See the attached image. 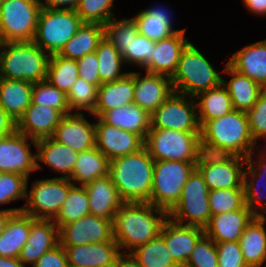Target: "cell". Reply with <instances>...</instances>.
I'll return each mask as SVG.
<instances>
[{"instance_id": "6da1fadb", "label": "cell", "mask_w": 266, "mask_h": 267, "mask_svg": "<svg viewBox=\"0 0 266 267\" xmlns=\"http://www.w3.org/2000/svg\"><path fill=\"white\" fill-rule=\"evenodd\" d=\"M167 219L168 212L150 203L125 202L114 215L113 238L121 253H129L127 249L133 251L158 237Z\"/></svg>"}, {"instance_id": "7a4b0ae2", "label": "cell", "mask_w": 266, "mask_h": 267, "mask_svg": "<svg viewBox=\"0 0 266 267\" xmlns=\"http://www.w3.org/2000/svg\"><path fill=\"white\" fill-rule=\"evenodd\" d=\"M200 138L202 152L214 155L247 158L257 145L246 112L238 110L207 121L201 127Z\"/></svg>"}, {"instance_id": "3957f363", "label": "cell", "mask_w": 266, "mask_h": 267, "mask_svg": "<svg viewBox=\"0 0 266 267\" xmlns=\"http://www.w3.org/2000/svg\"><path fill=\"white\" fill-rule=\"evenodd\" d=\"M154 162L145 147L110 161L108 175L124 202L150 203Z\"/></svg>"}, {"instance_id": "277c9868", "label": "cell", "mask_w": 266, "mask_h": 267, "mask_svg": "<svg viewBox=\"0 0 266 267\" xmlns=\"http://www.w3.org/2000/svg\"><path fill=\"white\" fill-rule=\"evenodd\" d=\"M49 57L33 41L3 43L0 50V78L32 83L46 80Z\"/></svg>"}, {"instance_id": "5b68a950", "label": "cell", "mask_w": 266, "mask_h": 267, "mask_svg": "<svg viewBox=\"0 0 266 267\" xmlns=\"http://www.w3.org/2000/svg\"><path fill=\"white\" fill-rule=\"evenodd\" d=\"M221 75L191 42L181 53L177 69L171 77L173 90L196 97L222 83Z\"/></svg>"}, {"instance_id": "8992f818", "label": "cell", "mask_w": 266, "mask_h": 267, "mask_svg": "<svg viewBox=\"0 0 266 267\" xmlns=\"http://www.w3.org/2000/svg\"><path fill=\"white\" fill-rule=\"evenodd\" d=\"M200 133L151 128L144 147L155 161L198 162L202 154Z\"/></svg>"}, {"instance_id": "52a82bcc", "label": "cell", "mask_w": 266, "mask_h": 267, "mask_svg": "<svg viewBox=\"0 0 266 267\" xmlns=\"http://www.w3.org/2000/svg\"><path fill=\"white\" fill-rule=\"evenodd\" d=\"M197 162L177 160L154 162L150 204L169 212L179 201L181 191Z\"/></svg>"}, {"instance_id": "ba28073f", "label": "cell", "mask_w": 266, "mask_h": 267, "mask_svg": "<svg viewBox=\"0 0 266 267\" xmlns=\"http://www.w3.org/2000/svg\"><path fill=\"white\" fill-rule=\"evenodd\" d=\"M82 24L75 10L42 8L33 42L49 55L57 54Z\"/></svg>"}, {"instance_id": "9c48e42d", "label": "cell", "mask_w": 266, "mask_h": 267, "mask_svg": "<svg viewBox=\"0 0 266 267\" xmlns=\"http://www.w3.org/2000/svg\"><path fill=\"white\" fill-rule=\"evenodd\" d=\"M42 7L38 0H3L0 2V41H33Z\"/></svg>"}, {"instance_id": "30bf717a", "label": "cell", "mask_w": 266, "mask_h": 267, "mask_svg": "<svg viewBox=\"0 0 266 267\" xmlns=\"http://www.w3.org/2000/svg\"><path fill=\"white\" fill-rule=\"evenodd\" d=\"M176 223L205 228L211 218L209 189L200 172L195 168L184 185L178 203L168 212ZM189 221L186 222V220ZM186 224H185V223Z\"/></svg>"}, {"instance_id": "8fae6325", "label": "cell", "mask_w": 266, "mask_h": 267, "mask_svg": "<svg viewBox=\"0 0 266 267\" xmlns=\"http://www.w3.org/2000/svg\"><path fill=\"white\" fill-rule=\"evenodd\" d=\"M73 183L68 178L54 177L36 180L26 193L27 201L22 212L36 219L53 220L65 200Z\"/></svg>"}, {"instance_id": "7c38bea8", "label": "cell", "mask_w": 266, "mask_h": 267, "mask_svg": "<svg viewBox=\"0 0 266 267\" xmlns=\"http://www.w3.org/2000/svg\"><path fill=\"white\" fill-rule=\"evenodd\" d=\"M190 99V100H189ZM175 91L151 115V128L201 132L194 97Z\"/></svg>"}, {"instance_id": "4fadbf2b", "label": "cell", "mask_w": 266, "mask_h": 267, "mask_svg": "<svg viewBox=\"0 0 266 267\" xmlns=\"http://www.w3.org/2000/svg\"><path fill=\"white\" fill-rule=\"evenodd\" d=\"M245 165L246 158L202 152L196 163V169L202 175L209 190L244 188Z\"/></svg>"}, {"instance_id": "5bb4252c", "label": "cell", "mask_w": 266, "mask_h": 267, "mask_svg": "<svg viewBox=\"0 0 266 267\" xmlns=\"http://www.w3.org/2000/svg\"><path fill=\"white\" fill-rule=\"evenodd\" d=\"M29 139L31 142L29 143ZM37 140L15 132L0 139V173H18L29 179V174L41 168L36 154L30 150Z\"/></svg>"}, {"instance_id": "9a60e30c", "label": "cell", "mask_w": 266, "mask_h": 267, "mask_svg": "<svg viewBox=\"0 0 266 267\" xmlns=\"http://www.w3.org/2000/svg\"><path fill=\"white\" fill-rule=\"evenodd\" d=\"M112 239V220L92 214L59 228V244L62 247L109 242Z\"/></svg>"}, {"instance_id": "2e32d148", "label": "cell", "mask_w": 266, "mask_h": 267, "mask_svg": "<svg viewBox=\"0 0 266 267\" xmlns=\"http://www.w3.org/2000/svg\"><path fill=\"white\" fill-rule=\"evenodd\" d=\"M95 123L96 147L109 159H117L138 152L144 140L137 134L104 123L99 117Z\"/></svg>"}, {"instance_id": "e0dca14e", "label": "cell", "mask_w": 266, "mask_h": 267, "mask_svg": "<svg viewBox=\"0 0 266 267\" xmlns=\"http://www.w3.org/2000/svg\"><path fill=\"white\" fill-rule=\"evenodd\" d=\"M52 138L77 152L96 147L95 123H90L80 112L64 115Z\"/></svg>"}, {"instance_id": "ac0fdd59", "label": "cell", "mask_w": 266, "mask_h": 267, "mask_svg": "<svg viewBox=\"0 0 266 267\" xmlns=\"http://www.w3.org/2000/svg\"><path fill=\"white\" fill-rule=\"evenodd\" d=\"M134 72V104L150 115L172 94L171 77L146 72L140 77Z\"/></svg>"}, {"instance_id": "d6986e66", "label": "cell", "mask_w": 266, "mask_h": 267, "mask_svg": "<svg viewBox=\"0 0 266 267\" xmlns=\"http://www.w3.org/2000/svg\"><path fill=\"white\" fill-rule=\"evenodd\" d=\"M203 234V228L182 225L169 217L160 232L171 257L180 267L186 264L196 242Z\"/></svg>"}, {"instance_id": "ffe728a7", "label": "cell", "mask_w": 266, "mask_h": 267, "mask_svg": "<svg viewBox=\"0 0 266 267\" xmlns=\"http://www.w3.org/2000/svg\"><path fill=\"white\" fill-rule=\"evenodd\" d=\"M59 244V228L50 219L31 217L30 233L19 255V260L26 266L33 265L45 252Z\"/></svg>"}, {"instance_id": "44dd1931", "label": "cell", "mask_w": 266, "mask_h": 267, "mask_svg": "<svg viewBox=\"0 0 266 267\" xmlns=\"http://www.w3.org/2000/svg\"><path fill=\"white\" fill-rule=\"evenodd\" d=\"M63 248L70 267H113L116 258L121 254L114 238L109 242Z\"/></svg>"}, {"instance_id": "7402d4cb", "label": "cell", "mask_w": 266, "mask_h": 267, "mask_svg": "<svg viewBox=\"0 0 266 267\" xmlns=\"http://www.w3.org/2000/svg\"><path fill=\"white\" fill-rule=\"evenodd\" d=\"M265 148L263 147V150H260L261 152L260 158L258 159L256 158V161H254L255 162L254 164L256 165L253 164L252 157L255 159L254 157L255 155L253 154L254 153L253 151L246 158V165H245L244 175H243L245 205L250 209V211L255 216H258V217L261 214V212H263V210L266 209V203H265L266 201L265 200L266 199L265 198L266 197V189H265L266 188V149ZM263 185L265 188L263 187L262 189L260 186H263ZM261 194H264V196H262ZM259 209L262 211L259 212L260 211Z\"/></svg>"}, {"instance_id": "603a6c76", "label": "cell", "mask_w": 266, "mask_h": 267, "mask_svg": "<svg viewBox=\"0 0 266 267\" xmlns=\"http://www.w3.org/2000/svg\"><path fill=\"white\" fill-rule=\"evenodd\" d=\"M64 115L49 106L32 104L17 121V132L34 140L50 138Z\"/></svg>"}, {"instance_id": "cb8c5ba5", "label": "cell", "mask_w": 266, "mask_h": 267, "mask_svg": "<svg viewBox=\"0 0 266 267\" xmlns=\"http://www.w3.org/2000/svg\"><path fill=\"white\" fill-rule=\"evenodd\" d=\"M254 217L255 215L247 206L239 210L211 215L204 233L214 242L239 241L244 229Z\"/></svg>"}, {"instance_id": "d4e9b609", "label": "cell", "mask_w": 266, "mask_h": 267, "mask_svg": "<svg viewBox=\"0 0 266 267\" xmlns=\"http://www.w3.org/2000/svg\"><path fill=\"white\" fill-rule=\"evenodd\" d=\"M85 188L89 199L90 214L113 221L114 215L125 202L111 182L109 175L96 178L86 184Z\"/></svg>"}, {"instance_id": "484cf974", "label": "cell", "mask_w": 266, "mask_h": 267, "mask_svg": "<svg viewBox=\"0 0 266 267\" xmlns=\"http://www.w3.org/2000/svg\"><path fill=\"white\" fill-rule=\"evenodd\" d=\"M188 43L185 31H179L166 39L156 41L151 63L144 70L172 77L177 69L181 53Z\"/></svg>"}, {"instance_id": "4316f807", "label": "cell", "mask_w": 266, "mask_h": 267, "mask_svg": "<svg viewBox=\"0 0 266 267\" xmlns=\"http://www.w3.org/2000/svg\"><path fill=\"white\" fill-rule=\"evenodd\" d=\"M227 64L266 89V39L238 50Z\"/></svg>"}, {"instance_id": "83f0119b", "label": "cell", "mask_w": 266, "mask_h": 267, "mask_svg": "<svg viewBox=\"0 0 266 267\" xmlns=\"http://www.w3.org/2000/svg\"><path fill=\"white\" fill-rule=\"evenodd\" d=\"M134 102V72L114 82L103 83L98 87L97 103L90 114L100 118L106 111L126 106Z\"/></svg>"}, {"instance_id": "f1b7e54d", "label": "cell", "mask_w": 266, "mask_h": 267, "mask_svg": "<svg viewBox=\"0 0 266 267\" xmlns=\"http://www.w3.org/2000/svg\"><path fill=\"white\" fill-rule=\"evenodd\" d=\"M36 149V160L44 163L55 173L63 174V178L71 176L79 152L56 142L52 137L37 140Z\"/></svg>"}, {"instance_id": "f546056e", "label": "cell", "mask_w": 266, "mask_h": 267, "mask_svg": "<svg viewBox=\"0 0 266 267\" xmlns=\"http://www.w3.org/2000/svg\"><path fill=\"white\" fill-rule=\"evenodd\" d=\"M265 223L266 215L255 216L239 239V246L248 267H261L266 262Z\"/></svg>"}, {"instance_id": "4dcf8cb0", "label": "cell", "mask_w": 266, "mask_h": 267, "mask_svg": "<svg viewBox=\"0 0 266 267\" xmlns=\"http://www.w3.org/2000/svg\"><path fill=\"white\" fill-rule=\"evenodd\" d=\"M100 119L110 126L133 132L143 140L151 129L150 114L134 103L106 111Z\"/></svg>"}, {"instance_id": "1f68e13d", "label": "cell", "mask_w": 266, "mask_h": 267, "mask_svg": "<svg viewBox=\"0 0 266 267\" xmlns=\"http://www.w3.org/2000/svg\"><path fill=\"white\" fill-rule=\"evenodd\" d=\"M223 71L231 75L229 81L222 79V84L226 87L231 97L234 110L249 111L265 89L248 76L235 71L227 63Z\"/></svg>"}, {"instance_id": "d6a6232c", "label": "cell", "mask_w": 266, "mask_h": 267, "mask_svg": "<svg viewBox=\"0 0 266 267\" xmlns=\"http://www.w3.org/2000/svg\"><path fill=\"white\" fill-rule=\"evenodd\" d=\"M165 7H149L142 10L133 17L138 26V32L152 41H160L166 39L179 31L185 29H173V21L168 9Z\"/></svg>"}, {"instance_id": "836d02e7", "label": "cell", "mask_w": 266, "mask_h": 267, "mask_svg": "<svg viewBox=\"0 0 266 267\" xmlns=\"http://www.w3.org/2000/svg\"><path fill=\"white\" fill-rule=\"evenodd\" d=\"M30 224L31 216L22 211L10 216L0 234V257L19 258L29 237Z\"/></svg>"}, {"instance_id": "e575fe53", "label": "cell", "mask_w": 266, "mask_h": 267, "mask_svg": "<svg viewBox=\"0 0 266 267\" xmlns=\"http://www.w3.org/2000/svg\"><path fill=\"white\" fill-rule=\"evenodd\" d=\"M33 83L0 78V106L17 122L31 105Z\"/></svg>"}, {"instance_id": "d590c367", "label": "cell", "mask_w": 266, "mask_h": 267, "mask_svg": "<svg viewBox=\"0 0 266 267\" xmlns=\"http://www.w3.org/2000/svg\"><path fill=\"white\" fill-rule=\"evenodd\" d=\"M109 159L97 148L78 153L74 170L68 178L73 184L85 186L96 178L108 175ZM73 180V181H72Z\"/></svg>"}, {"instance_id": "8d00e7d4", "label": "cell", "mask_w": 266, "mask_h": 267, "mask_svg": "<svg viewBox=\"0 0 266 267\" xmlns=\"http://www.w3.org/2000/svg\"><path fill=\"white\" fill-rule=\"evenodd\" d=\"M195 98L199 100H196V105L201 127L207 121L218 119L234 110L231 97L222 83L199 93Z\"/></svg>"}, {"instance_id": "74e56055", "label": "cell", "mask_w": 266, "mask_h": 267, "mask_svg": "<svg viewBox=\"0 0 266 267\" xmlns=\"http://www.w3.org/2000/svg\"><path fill=\"white\" fill-rule=\"evenodd\" d=\"M104 38V26L97 23H83L77 33L64 45L59 55L78 60L95 52Z\"/></svg>"}, {"instance_id": "f35d334b", "label": "cell", "mask_w": 266, "mask_h": 267, "mask_svg": "<svg viewBox=\"0 0 266 267\" xmlns=\"http://www.w3.org/2000/svg\"><path fill=\"white\" fill-rule=\"evenodd\" d=\"M129 253L140 267H180L171 257L160 235Z\"/></svg>"}, {"instance_id": "ab89813d", "label": "cell", "mask_w": 266, "mask_h": 267, "mask_svg": "<svg viewBox=\"0 0 266 267\" xmlns=\"http://www.w3.org/2000/svg\"><path fill=\"white\" fill-rule=\"evenodd\" d=\"M89 214V199L85 186L73 184L69 188L67 199L53 221L60 228L62 225L77 221Z\"/></svg>"}, {"instance_id": "60d3db41", "label": "cell", "mask_w": 266, "mask_h": 267, "mask_svg": "<svg viewBox=\"0 0 266 267\" xmlns=\"http://www.w3.org/2000/svg\"><path fill=\"white\" fill-rule=\"evenodd\" d=\"M78 77L77 60L63 57L58 53L50 55L46 80L53 86L67 94Z\"/></svg>"}, {"instance_id": "b9f144b4", "label": "cell", "mask_w": 266, "mask_h": 267, "mask_svg": "<svg viewBox=\"0 0 266 267\" xmlns=\"http://www.w3.org/2000/svg\"><path fill=\"white\" fill-rule=\"evenodd\" d=\"M95 53L98 57L101 84L114 82L128 73L121 72V67L124 64L123 57L107 39H102Z\"/></svg>"}, {"instance_id": "7bdbcfd3", "label": "cell", "mask_w": 266, "mask_h": 267, "mask_svg": "<svg viewBox=\"0 0 266 267\" xmlns=\"http://www.w3.org/2000/svg\"><path fill=\"white\" fill-rule=\"evenodd\" d=\"M138 33V26L133 18L117 20L113 17L104 25V38L113 44L122 57Z\"/></svg>"}, {"instance_id": "ee69618b", "label": "cell", "mask_w": 266, "mask_h": 267, "mask_svg": "<svg viewBox=\"0 0 266 267\" xmlns=\"http://www.w3.org/2000/svg\"><path fill=\"white\" fill-rule=\"evenodd\" d=\"M31 103L49 106L60 111L63 115L71 113L67 101V94L53 86L47 80L33 83Z\"/></svg>"}, {"instance_id": "f6af8a7d", "label": "cell", "mask_w": 266, "mask_h": 267, "mask_svg": "<svg viewBox=\"0 0 266 267\" xmlns=\"http://www.w3.org/2000/svg\"><path fill=\"white\" fill-rule=\"evenodd\" d=\"M98 86L78 77L67 93L70 111L87 110L90 114L97 103Z\"/></svg>"}, {"instance_id": "bcb514c9", "label": "cell", "mask_w": 266, "mask_h": 267, "mask_svg": "<svg viewBox=\"0 0 266 267\" xmlns=\"http://www.w3.org/2000/svg\"><path fill=\"white\" fill-rule=\"evenodd\" d=\"M211 215L227 213L244 208V188L209 190Z\"/></svg>"}, {"instance_id": "7dc6e473", "label": "cell", "mask_w": 266, "mask_h": 267, "mask_svg": "<svg viewBox=\"0 0 266 267\" xmlns=\"http://www.w3.org/2000/svg\"><path fill=\"white\" fill-rule=\"evenodd\" d=\"M114 0H80L75 9L83 23L105 25L115 17L112 11Z\"/></svg>"}, {"instance_id": "c3c4849f", "label": "cell", "mask_w": 266, "mask_h": 267, "mask_svg": "<svg viewBox=\"0 0 266 267\" xmlns=\"http://www.w3.org/2000/svg\"><path fill=\"white\" fill-rule=\"evenodd\" d=\"M183 267H218L215 242L204 233L196 242Z\"/></svg>"}, {"instance_id": "681fc988", "label": "cell", "mask_w": 266, "mask_h": 267, "mask_svg": "<svg viewBox=\"0 0 266 267\" xmlns=\"http://www.w3.org/2000/svg\"><path fill=\"white\" fill-rule=\"evenodd\" d=\"M28 178L18 173H0V205L26 199Z\"/></svg>"}, {"instance_id": "f907efd6", "label": "cell", "mask_w": 266, "mask_h": 267, "mask_svg": "<svg viewBox=\"0 0 266 267\" xmlns=\"http://www.w3.org/2000/svg\"><path fill=\"white\" fill-rule=\"evenodd\" d=\"M155 49V41L138 33L135 40H132L127 53L123 56L124 63L135 64L145 69L152 59V52Z\"/></svg>"}, {"instance_id": "816d5d0a", "label": "cell", "mask_w": 266, "mask_h": 267, "mask_svg": "<svg viewBox=\"0 0 266 267\" xmlns=\"http://www.w3.org/2000/svg\"><path fill=\"white\" fill-rule=\"evenodd\" d=\"M246 115L255 143L257 144L260 138L266 139V89L259 95L257 102L246 112Z\"/></svg>"}, {"instance_id": "f5cc1de1", "label": "cell", "mask_w": 266, "mask_h": 267, "mask_svg": "<svg viewBox=\"0 0 266 267\" xmlns=\"http://www.w3.org/2000/svg\"><path fill=\"white\" fill-rule=\"evenodd\" d=\"M218 267H248L244 261L239 241L215 242Z\"/></svg>"}, {"instance_id": "db71d44e", "label": "cell", "mask_w": 266, "mask_h": 267, "mask_svg": "<svg viewBox=\"0 0 266 267\" xmlns=\"http://www.w3.org/2000/svg\"><path fill=\"white\" fill-rule=\"evenodd\" d=\"M79 77L87 82H90L98 87L101 85L98 57L95 52L86 54L84 57L77 60Z\"/></svg>"}, {"instance_id": "11a10c76", "label": "cell", "mask_w": 266, "mask_h": 267, "mask_svg": "<svg viewBox=\"0 0 266 267\" xmlns=\"http://www.w3.org/2000/svg\"><path fill=\"white\" fill-rule=\"evenodd\" d=\"M32 267H68L65 249L58 244L53 249L45 252Z\"/></svg>"}, {"instance_id": "9f6ffc18", "label": "cell", "mask_w": 266, "mask_h": 267, "mask_svg": "<svg viewBox=\"0 0 266 267\" xmlns=\"http://www.w3.org/2000/svg\"><path fill=\"white\" fill-rule=\"evenodd\" d=\"M17 131V122L0 106V139Z\"/></svg>"}, {"instance_id": "6f0895ef", "label": "cell", "mask_w": 266, "mask_h": 267, "mask_svg": "<svg viewBox=\"0 0 266 267\" xmlns=\"http://www.w3.org/2000/svg\"><path fill=\"white\" fill-rule=\"evenodd\" d=\"M80 0H38L40 6L46 9H72L75 10ZM61 7V8H60Z\"/></svg>"}, {"instance_id": "680465c9", "label": "cell", "mask_w": 266, "mask_h": 267, "mask_svg": "<svg viewBox=\"0 0 266 267\" xmlns=\"http://www.w3.org/2000/svg\"><path fill=\"white\" fill-rule=\"evenodd\" d=\"M244 6L255 15H266V0H242Z\"/></svg>"}, {"instance_id": "91938a15", "label": "cell", "mask_w": 266, "mask_h": 267, "mask_svg": "<svg viewBox=\"0 0 266 267\" xmlns=\"http://www.w3.org/2000/svg\"><path fill=\"white\" fill-rule=\"evenodd\" d=\"M113 267H140L137 261L130 253H121L114 263Z\"/></svg>"}, {"instance_id": "94428289", "label": "cell", "mask_w": 266, "mask_h": 267, "mask_svg": "<svg viewBox=\"0 0 266 267\" xmlns=\"http://www.w3.org/2000/svg\"><path fill=\"white\" fill-rule=\"evenodd\" d=\"M22 207L20 208H8V209H0V234L5 230V226L7 220L13 213L21 212Z\"/></svg>"}, {"instance_id": "6125c7cd", "label": "cell", "mask_w": 266, "mask_h": 267, "mask_svg": "<svg viewBox=\"0 0 266 267\" xmlns=\"http://www.w3.org/2000/svg\"><path fill=\"white\" fill-rule=\"evenodd\" d=\"M0 267H26L19 258L0 257Z\"/></svg>"}, {"instance_id": "be15d7a7", "label": "cell", "mask_w": 266, "mask_h": 267, "mask_svg": "<svg viewBox=\"0 0 266 267\" xmlns=\"http://www.w3.org/2000/svg\"><path fill=\"white\" fill-rule=\"evenodd\" d=\"M265 214H266V209L260 215H265Z\"/></svg>"}]
</instances>
